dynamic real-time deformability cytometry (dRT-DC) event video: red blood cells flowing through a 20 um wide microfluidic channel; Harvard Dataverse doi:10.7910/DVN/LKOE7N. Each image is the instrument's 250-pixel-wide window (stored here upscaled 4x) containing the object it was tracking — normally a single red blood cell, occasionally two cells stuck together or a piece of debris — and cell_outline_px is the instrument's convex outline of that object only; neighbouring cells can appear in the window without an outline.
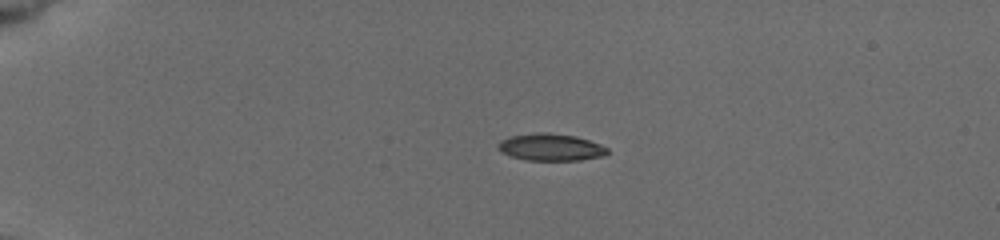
{"species": "common noctule bat (a hibernating species)", "species_latin": "Nyctalus noctula", "temperature_condition": "cold", "stored_images_in_passage": 59, "camera_frame_rate_fps": 3000, "um_per_image_px": 0.085, "animal": {"sex": "female", "body_mass_g": 19.5, "forearm_length_mm": 54.1}, "frame": {"image": 1, "passage_image": 15, "time_ms": 4.667, "image_size_px": [1000, 240], "cell_outline_px": [[608, 152], [604, 156], [580, 160], [528, 160], [512, 156], [496, 148], [496, 144], [500, 140], [512, 136], [536, 132], [548, 132], [576, 136], [600, 144], [608, 148]], "centroid_in_image_um": [46.82, 12.5], "position_along_channel_um": 38.2, "area_um2": 17.22}}
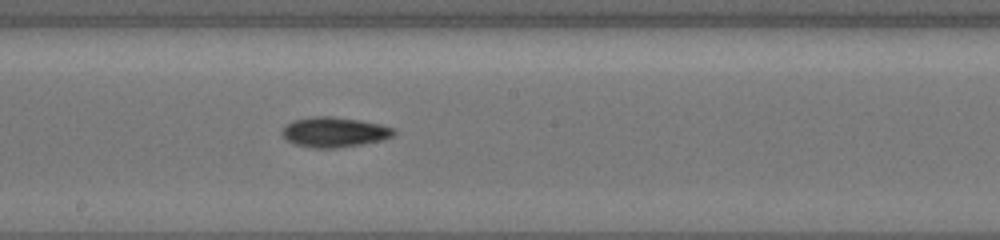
{"frame": {"image": 2, "passage_image": 34, "time_ms": 11.0, "image_size_px": [1000, 240], "cell_outline_px": [[396, 132], [392, 136], [384, 140], [364, 144], [336, 148], [312, 148], [296, 144], [288, 140], [280, 132], [284, 124], [292, 120], [312, 116], [332, 116], [360, 120], [380, 124], [396, 128]], "centroid_in_image_um": [28.42, 11.22], "position_along_channel_um": 219.8, "area_um2": 19.88}}
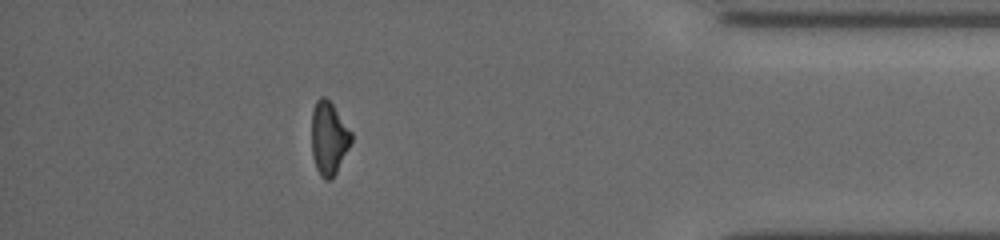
{"frame": {"image": 3, "passage_image": 52, "time_ms": 16.667, "image_size_px": [1000, 240], "cell_outline_px": [[352, 140], [336, 172], [328, 180], [324, 180], [320, 176], [316, 168], [312, 156], [312, 108], [316, 100], [320, 96], [324, 96], [332, 104], [352, 132]], "centroid_in_image_um": [27.93, 11.72], "position_along_channel_um": 407.3, "area_um2": 16.76}, "authors_computed_cell_mechanics": {"area_um2": 18.1492, "velocity_mm_per_s": 3.868, "shape_relaxation_time_tau1_ms": 4.3218, "shape_relaxation_time_tau2_ms": null, "deformation_change_tau1": 0.1393, "deformation_change_tau2": null}}